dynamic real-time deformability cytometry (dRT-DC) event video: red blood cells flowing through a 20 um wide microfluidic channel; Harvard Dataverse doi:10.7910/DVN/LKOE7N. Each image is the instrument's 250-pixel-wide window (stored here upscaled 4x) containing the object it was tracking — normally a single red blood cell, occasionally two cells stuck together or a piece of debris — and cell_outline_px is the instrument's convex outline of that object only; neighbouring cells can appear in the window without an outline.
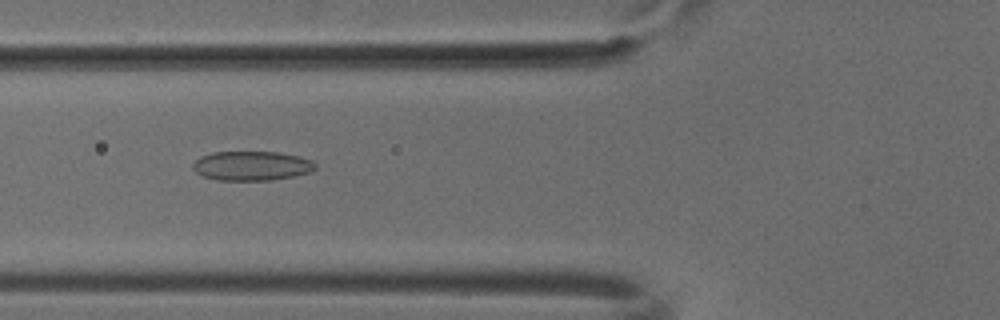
{"species": "common noctule bat (a hibernating species)", "species_latin": "Nyctalus noctula", "temperature_condition": "cold", "stored_images_in_passage": 36, "camera_frame_rate_fps": 3000, "um_per_image_px": 0.085, "animal": {"sex": "male", "body_mass_g": 18.8}, "frame": {"image": 1, "passage_image": 5, "time_ms": 1.333, "image_size_px": [1000, 320], "cell_outline_px": [[316, 168], [312, 172], [292, 176], [268, 180], [216, 180], [204, 176], [196, 172], [192, 168], [192, 164], [200, 156], [212, 152], [276, 152], [300, 156], [312, 160], [316, 164]], "centroid_in_image_um": [21.39, 14.09], "position_along_channel_um": 104.4, "area_um2": 20.98}}
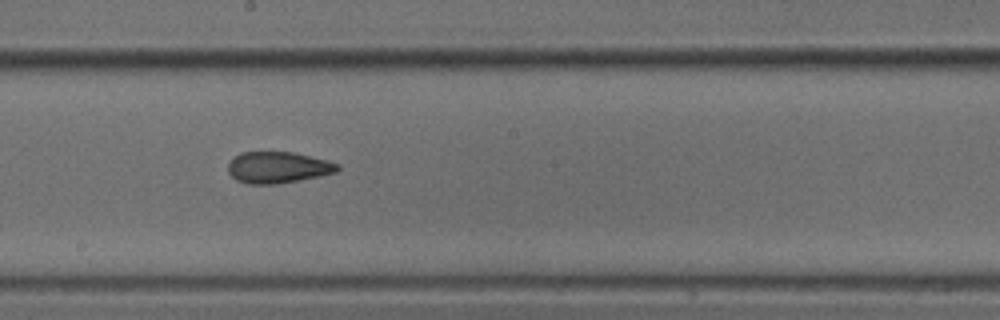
{"frame": {"image": 2, "passage_image": 14, "time_ms": 4.333, "image_size_px": [1000, 320], "cell_outline_px": [[340, 168], [336, 172], [320, 176], [300, 180], [276, 184], [248, 184], [236, 180], [228, 172], [228, 164], [240, 152], [292, 152], [328, 160], [340, 164]], "centroid_in_image_um": [23.64, 14.23], "position_along_channel_um": 224.6, "area_um2": 20.06}}
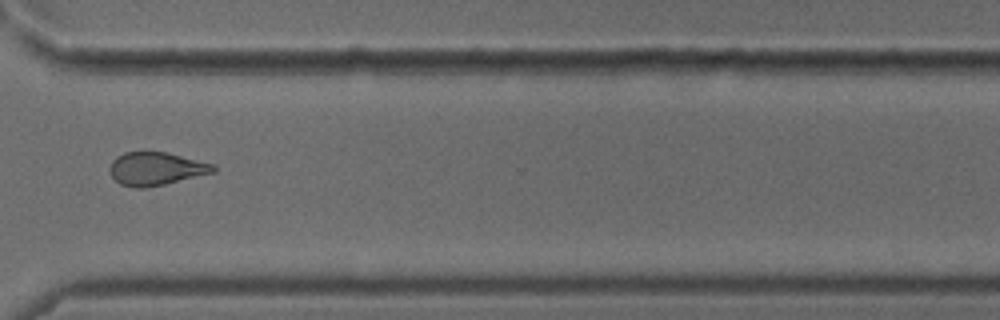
{"frame": {"image": 3, "passage_image": 24, "time_ms": 7.667, "image_size_px": [1000, 320], "cell_outline_px": [[216, 172], [164, 184], [144, 188], [136, 188], [120, 184], [112, 176], [108, 168], [112, 160], [116, 156], [124, 152], [168, 152], [212, 164], [216, 168]], "centroid_in_image_um": [13.23, 14.34], "position_along_channel_um": 357.4, "area_um2": 19.94}}